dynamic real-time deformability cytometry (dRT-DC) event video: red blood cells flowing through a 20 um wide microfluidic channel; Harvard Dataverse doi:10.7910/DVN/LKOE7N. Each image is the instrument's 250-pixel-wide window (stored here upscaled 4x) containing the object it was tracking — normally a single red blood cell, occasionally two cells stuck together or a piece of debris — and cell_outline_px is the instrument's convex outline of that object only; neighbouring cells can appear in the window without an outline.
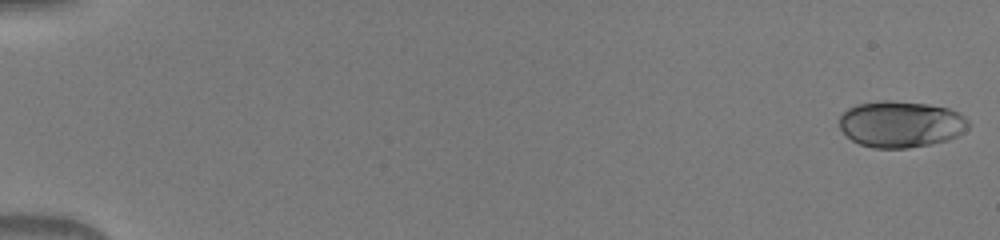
{"species": "human", "species_latin": "Homo sapiens", "temperature_condition": "warm", "stored_images_in_passage": 49, "camera_frame_rate_fps": 3000, "um_per_image_px": 0.085, "donor": {"sex": "male"}, "frame": {"image": 1, "passage_image": 1, "time_ms": 0.0, "image_size_px": [1000, 240], "cell_outline_px": [[968, 128], [964, 132], [948, 140], [908, 148], [872, 148], [860, 144], [852, 140], [840, 128], [840, 116], [848, 108], [856, 104], [884, 100], [888, 100], [928, 104], [948, 108], [964, 116], [968, 120]], "centroid_in_image_um": [76.57, 10.55], "position_along_channel_um": 8.4, "area_um2": 34.8}}
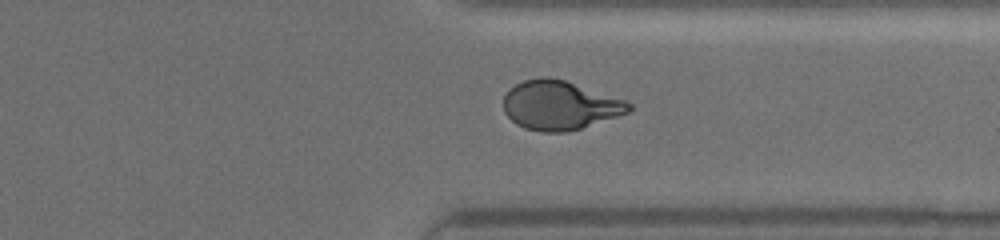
{"frame": {"image": 2, "passage_image": 40, "time_ms": 13.0, "image_size_px": [1000, 240], "cell_outline_px": [[632, 108], [628, 112], [580, 128], [564, 132], [540, 132], [524, 128], [516, 124], [504, 112], [504, 96], [508, 88], [524, 80], [544, 76], [548, 76], [564, 80], [624, 100], [632, 104]], "centroid_in_image_um": [47.52, 8.94], "position_along_channel_um": 363.9, "area_um2": 35.49}}
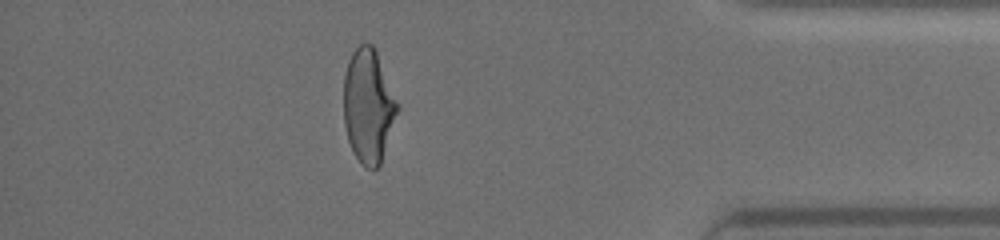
{"frame": {"image": 3, "passage_image": 45, "time_ms": 14.667, "image_size_px": [1000, 240], "cell_outline_px": [[400, 108], [380, 164], [376, 168], [364, 168], [360, 164], [352, 152], [348, 140], [344, 124], [344, 76], [348, 60], [352, 52], [360, 44], [372, 44], [376, 52], [400, 104]], "centroid_in_image_um": [31.32, 9.03], "position_along_channel_um": 403.9, "area_um2": 35.89}}